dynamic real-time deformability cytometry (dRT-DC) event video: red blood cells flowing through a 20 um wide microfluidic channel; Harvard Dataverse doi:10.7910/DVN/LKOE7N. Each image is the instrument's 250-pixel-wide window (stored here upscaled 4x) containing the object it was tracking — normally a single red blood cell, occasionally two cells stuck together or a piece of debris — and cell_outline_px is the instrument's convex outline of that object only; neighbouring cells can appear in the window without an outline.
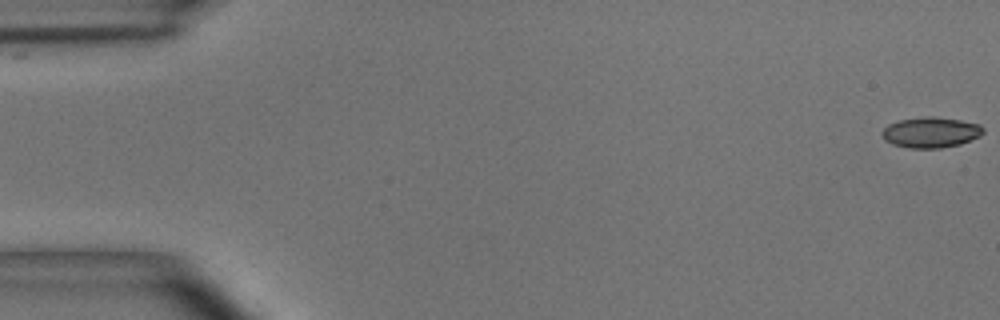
{"species": "common noctule bat (a hibernating species)", "species_latin": "Nyctalus noctula", "temperature_condition": "room temperature", "stored_images_in_passage": 55, "camera_frame_rate_fps": 3000, "um_per_image_px": 0.085, "animal": {"sex": "male", "body_mass_g": 15.6}, "frame": {"image": 1, "passage_image": 1, "time_ms": 0.0, "image_size_px": [1000, 320], "cell_outline_px": [[984, 132], [980, 136], [960, 144], [940, 148], [908, 148], [892, 144], [884, 140], [880, 132], [888, 124], [900, 120], [924, 116], [932, 116], [960, 120], [980, 124], [984, 128]], "centroid_in_image_um": [79.1, 11.25], "position_along_channel_um": 5.9, "area_um2": 18.15}}
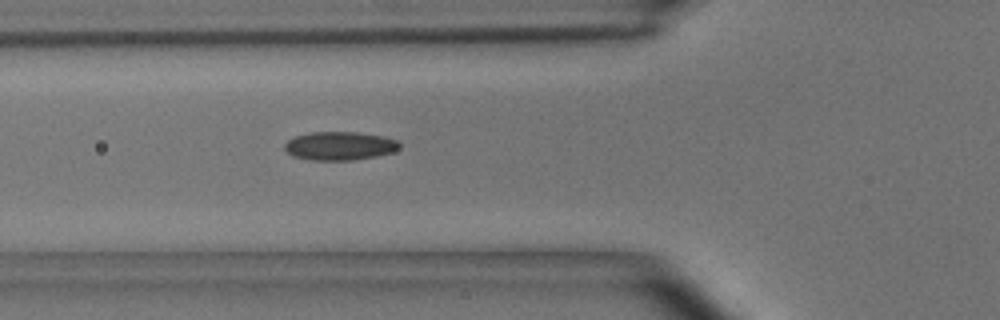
{"frame": {"image": 2, "passage_image": 20, "time_ms": 6.333, "image_size_px": [1000, 320], "cell_outline_px": [[400, 148], [392, 152], [376, 156], [352, 160], [312, 160], [292, 156], [284, 148], [284, 144], [288, 140], [296, 136], [308, 132], [360, 132], [384, 136], [400, 140]], "centroid_in_image_um": [28.9, 12.39], "position_along_channel_um": 96.9, "area_um2": 19.25}}
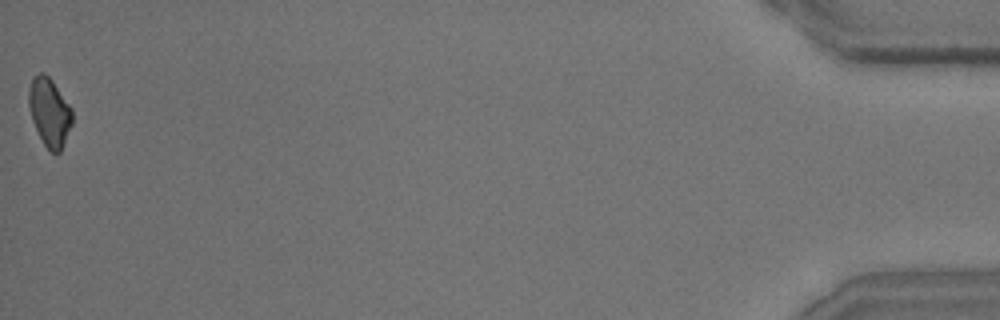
{"frame": {"image": 3, "passage_image": 55, "time_ms": 18.0, "image_size_px": [1000, 320], "cell_outline_px": [[72, 124], [60, 152], [56, 156], [44, 144], [32, 120], [28, 104], [28, 88], [32, 80], [40, 72], [44, 72], [52, 80], [72, 108]], "centroid_in_image_um": [4.21, 9.53], "position_along_channel_um": 431.0, "area_um2": 17.22}, "authors_computed_cell_mechanics": {"area_um2": 18.207, "velocity_mm_per_s": 3.6774, "shape_relaxation_time_tau1_ms": 4.5593, "shape_relaxation_time_tau2_ms": 4.995, "deformation_change_tau1": 0.1062, "deformation_change_tau2": 0.1098}}